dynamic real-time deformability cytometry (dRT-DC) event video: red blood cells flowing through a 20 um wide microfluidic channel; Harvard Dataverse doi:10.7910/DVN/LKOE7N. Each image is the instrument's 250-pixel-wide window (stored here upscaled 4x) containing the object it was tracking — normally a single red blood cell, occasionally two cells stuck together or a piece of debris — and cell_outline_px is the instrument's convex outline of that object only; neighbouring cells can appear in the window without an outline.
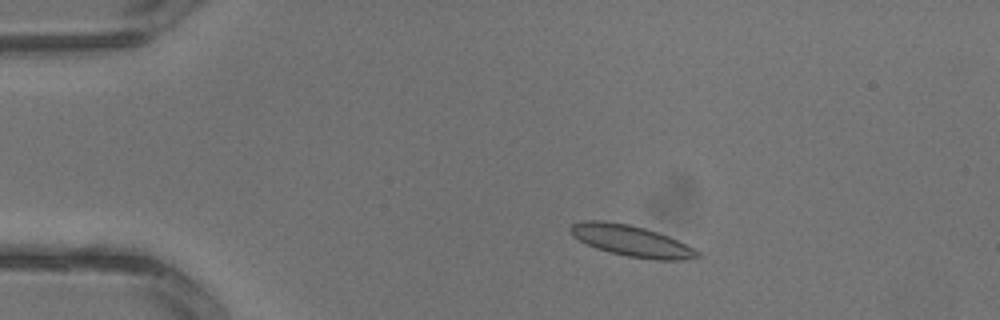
{"species": "common noctule bat (a hibernating species)", "species_latin": "Nyctalus noctula", "temperature_condition": "warm", "stored_images_in_passage": 3, "camera_frame_rate_fps": 3000, "um_per_image_px": 0.085, "animal": {"sex": "male", "body_mass_g": 13.3}, "frame": {"image": 1, "passage_image": 2, "time_ms": 0.333, "image_size_px": [1000, 320], "cell_outline_px": [[700, 256], [684, 260], [660, 260], [628, 256], [608, 252], [596, 248], [572, 236], [568, 228], [572, 224], [584, 220], [604, 220], [628, 224], [644, 228], [668, 236], [700, 252]], "centroid_in_image_um": [53.62, 20.46], "position_along_channel_um": 31.4, "area_um2": 22.77}}